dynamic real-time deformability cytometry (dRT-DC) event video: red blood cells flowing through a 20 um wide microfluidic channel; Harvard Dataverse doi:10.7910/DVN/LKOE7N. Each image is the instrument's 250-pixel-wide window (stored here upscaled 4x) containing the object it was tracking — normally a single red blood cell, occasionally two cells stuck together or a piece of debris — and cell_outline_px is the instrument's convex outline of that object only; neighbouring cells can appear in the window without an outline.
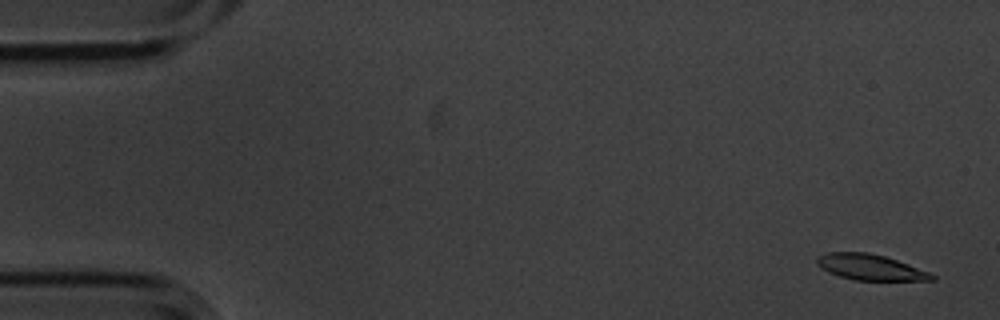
{"species": "common noctule bat (a hibernating species)", "species_latin": "Nyctalus noctula", "temperature_condition": "cold", "stored_images_in_passage": 5, "camera_frame_rate_fps": 3000, "um_per_image_px": 0.085, "animal": {"sex": "male", "body_mass_g": 20.1, "forearm_length_mm": 53.5}, "frame": {"image": 1, "passage_image": 1, "time_ms": 0.0, "image_size_px": [1000, 320], "cell_outline_px": [[936, 280], [856, 280], [840, 276], [828, 272], [816, 264], [816, 256], [828, 252], [868, 252], [884, 256], [908, 264], [928, 272], [936, 276]], "centroid_in_image_um": [73.94, 22.7], "position_along_channel_um": 11.1, "area_um2": 17.11}}
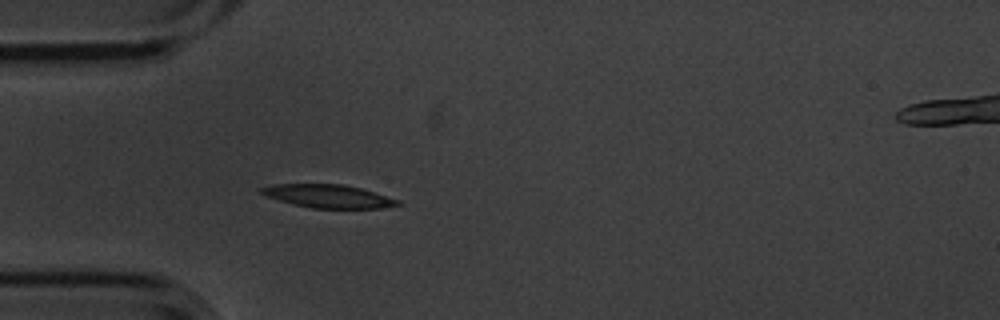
{"frame": {"image": 2, "passage_image": 5, "time_ms": 1.333, "image_size_px": [1000, 320], "cell_outline_px": [[400, 204], [380, 208], [312, 208], [292, 204], [268, 196], [260, 192], [260, 188], [276, 184], [340, 184], [360, 188], [400, 200]], "centroid_in_image_um": [27.9, 16.68], "position_along_channel_um": 57.1, "area_um2": 18.09}}